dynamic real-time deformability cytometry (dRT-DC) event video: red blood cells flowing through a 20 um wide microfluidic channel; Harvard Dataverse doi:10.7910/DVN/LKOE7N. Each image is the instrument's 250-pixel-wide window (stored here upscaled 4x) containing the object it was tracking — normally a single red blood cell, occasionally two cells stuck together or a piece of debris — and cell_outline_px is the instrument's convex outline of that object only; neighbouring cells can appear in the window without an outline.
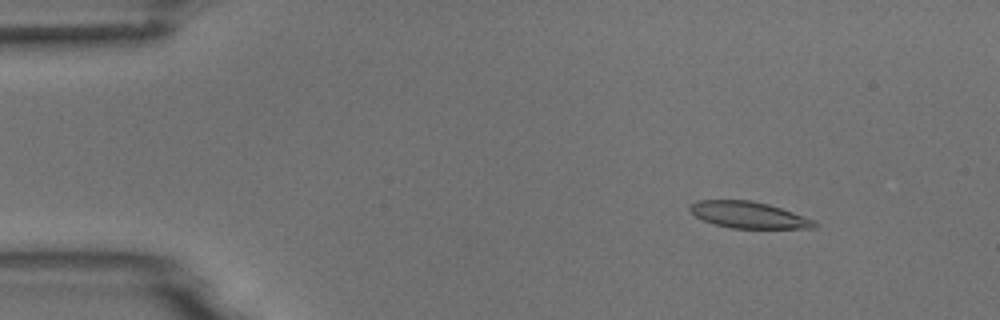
{"species": "common noctule bat (a hibernating species)", "species_latin": "Nyctalus noctula", "temperature_condition": "room temperature", "stored_images_in_passage": 7, "camera_frame_rate_fps": 3000, "um_per_image_px": 0.085, "animal": {"sex": "male", "body_mass_g": 18.8}, "frame": {"image": 1, "passage_image": 2, "time_ms": 1.333, "image_size_px": [1000, 320], "cell_outline_px": [[820, 224], [816, 228], [732, 228], [716, 224], [704, 220], [696, 216], [688, 208], [696, 200], [752, 200], [768, 204], [816, 220]], "centroid_in_image_um": [63.68, 18.27], "position_along_channel_um": 21.3, "area_um2": 19.13}}
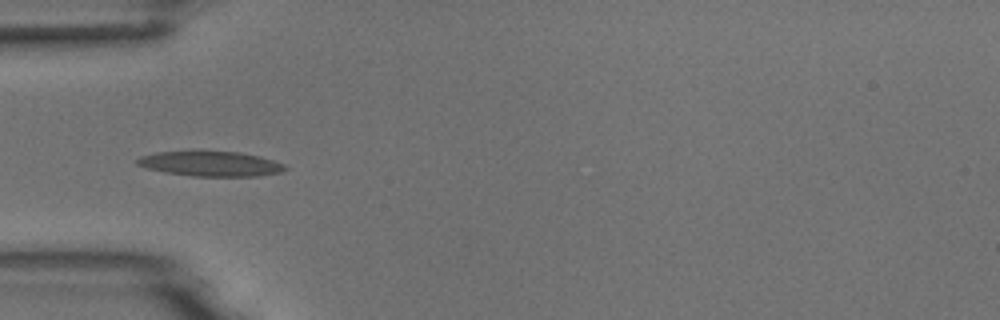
{"frame": {"image": 2, "passage_image": 5, "time_ms": 4.667, "image_size_px": [1000, 320], "cell_outline_px": [[288, 168], [280, 172], [260, 176], [192, 176], [164, 172], [148, 168], [136, 164], [136, 160], [140, 156], [156, 152], [240, 152], [260, 156], [284, 164]], "centroid_in_image_um": [17.91, 13.93], "position_along_channel_um": 67.1, "area_um2": 21.27}}